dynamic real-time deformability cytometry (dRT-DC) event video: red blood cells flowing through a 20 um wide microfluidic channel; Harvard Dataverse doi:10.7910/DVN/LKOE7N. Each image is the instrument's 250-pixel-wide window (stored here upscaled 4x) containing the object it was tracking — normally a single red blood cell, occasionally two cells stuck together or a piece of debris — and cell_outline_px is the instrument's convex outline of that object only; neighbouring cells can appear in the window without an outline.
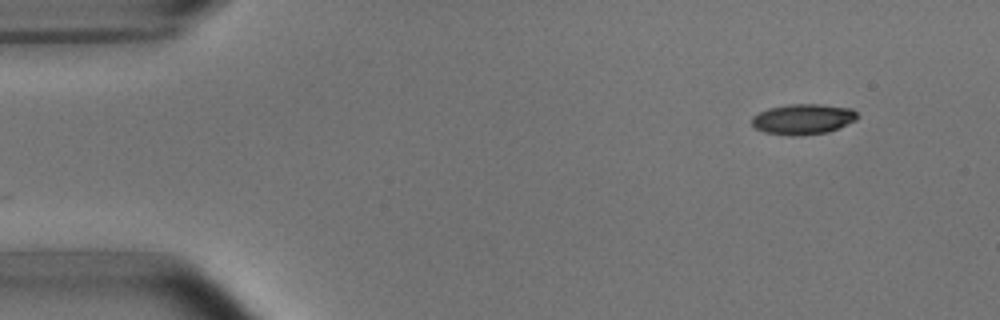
{"species": "common noctule bat (a hibernating species)", "species_latin": "Nyctalus noctula", "temperature_condition": "room temperature", "stored_images_in_passage": 2, "camera_frame_rate_fps": 3000, "um_per_image_px": 0.085, "animal": {"sex": "male", "body_mass_g": 15.6}, "frame": {"image": 1, "passage_image": 2, "time_ms": 1.0, "image_size_px": [1000, 320], "cell_outline_px": [[860, 116], [856, 120], [828, 132], [796, 136], [788, 136], [764, 132], [756, 128], [752, 124], [752, 116], [768, 108], [788, 104], [820, 104], [852, 108]], "centroid_in_image_um": [68.26, 10.12], "position_along_channel_um": 16.7, "area_um2": 18.84}}